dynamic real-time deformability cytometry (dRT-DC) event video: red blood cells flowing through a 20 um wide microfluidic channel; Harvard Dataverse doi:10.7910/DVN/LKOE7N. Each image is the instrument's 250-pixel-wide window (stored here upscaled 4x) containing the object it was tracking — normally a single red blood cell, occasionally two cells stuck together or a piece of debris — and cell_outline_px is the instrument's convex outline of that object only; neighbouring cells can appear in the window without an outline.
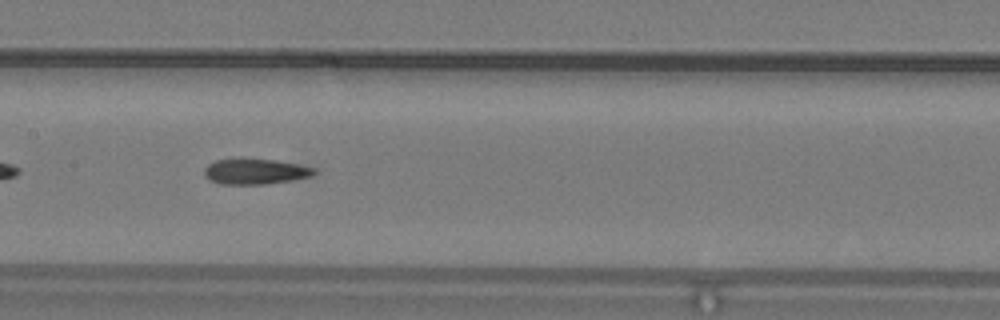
{"species": "common noctule bat (a hibernating species)", "species_latin": "Nyctalus noctula", "temperature_condition": "warm", "stored_images_in_passage": 36, "camera_frame_rate_fps": 3000, "um_per_image_px": 0.085, "animal": {"sex": "male", "body_mass_g": 19.2, "forearm_length_mm": 51.8}, "frame": {"image": 1, "passage_image": 11, "time_ms": 3.333, "image_size_px": [1000, 320], "cell_outline_px": [[316, 172], [312, 176], [292, 180], [268, 184], [220, 184], [204, 176], [204, 168], [208, 164], [216, 160], [236, 156], [240, 156], [276, 160], [316, 168]], "centroid_in_image_um": [21.66, 14.54], "position_along_channel_um": 185.7, "area_um2": 16.94}}
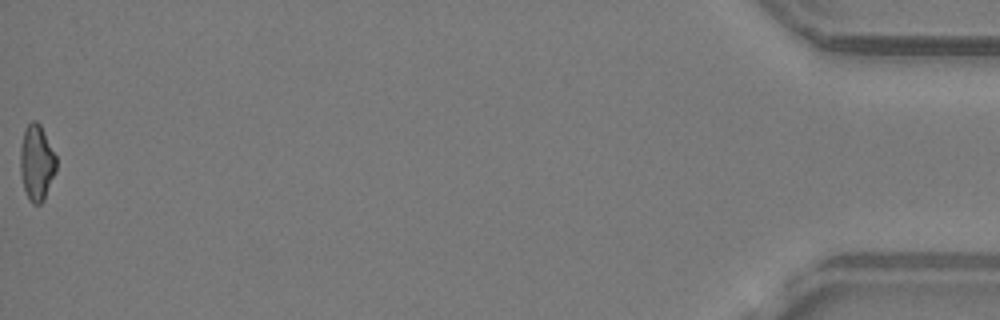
{"frame": {"image": 2, "passage_image": 36, "time_ms": 11.667, "image_size_px": [1000, 320], "cell_outline_px": [[56, 172], [44, 200], [40, 204], [32, 204], [28, 200], [24, 188], [20, 172], [20, 148], [24, 128], [32, 120], [36, 120], [40, 124], [56, 156]], "centroid_in_image_um": [3.11, 13.84], "position_along_channel_um": 432.1, "area_um2": 16.07}, "authors_computed_cell_mechanics": {"area_um2": 16.3574, "velocity_mm_per_s": 4.1714, "shape_relaxation_time_tau1_ms": null, "shape_relaxation_time_tau2_ms": 4.7545, "deformation_change_tau1": null, "deformation_change_tau2": 0.1279}}